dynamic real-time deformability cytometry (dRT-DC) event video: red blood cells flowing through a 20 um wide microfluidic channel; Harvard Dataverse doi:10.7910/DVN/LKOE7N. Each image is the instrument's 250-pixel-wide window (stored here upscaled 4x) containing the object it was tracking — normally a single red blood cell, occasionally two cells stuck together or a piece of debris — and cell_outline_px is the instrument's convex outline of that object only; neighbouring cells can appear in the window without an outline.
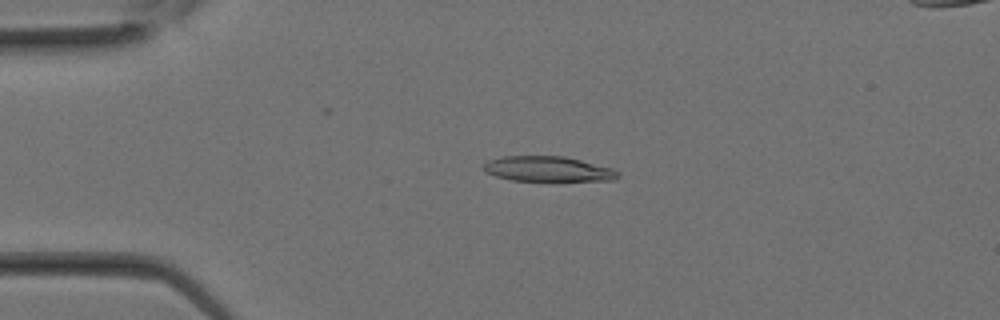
{"species": "Egyptian fruit bat (a non-hibernating species)", "species_latin": "Rousettus aegyptiacus", "temperature_condition": "room temperature", "stored_images_in_passage": 9, "camera_frame_rate_fps": 3000, "um_per_image_px": 0.085, "animal": {"sex": "female"}, "frame": {"image": 1, "passage_image": 7, "time_ms": 2.0, "image_size_px": [1000, 320], "cell_outline_px": [[620, 176], [616, 180], [552, 184], [512, 180], [496, 176], [484, 172], [484, 164], [488, 160], [504, 156], [564, 156], [612, 168], [620, 172]], "centroid_in_image_um": [46.65, 14.43], "position_along_channel_um": 38.3, "area_um2": 20.98}}